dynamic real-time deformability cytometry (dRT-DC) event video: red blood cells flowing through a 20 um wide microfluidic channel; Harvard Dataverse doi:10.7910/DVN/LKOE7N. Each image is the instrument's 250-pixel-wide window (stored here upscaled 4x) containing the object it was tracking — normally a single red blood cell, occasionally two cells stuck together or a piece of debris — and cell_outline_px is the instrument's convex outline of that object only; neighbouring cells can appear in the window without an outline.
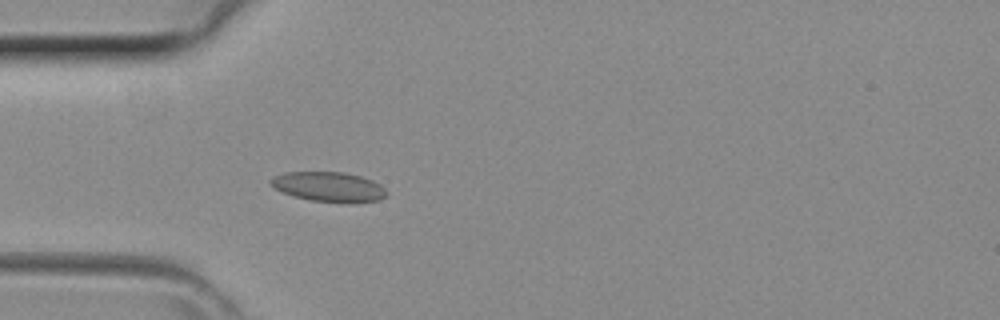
{"species": "common noctule bat (a hibernating species)", "species_latin": "Nyctalus noctula", "temperature_condition": "room temperature", "stored_images_in_passage": 36, "camera_frame_rate_fps": 3000, "um_per_image_px": 0.085, "animal": {"sex": "female", "body_mass_g": 29.2, "forearm_length_mm": 56.3}, "frame": {"image": 1, "passage_image": 6, "time_ms": 1.667, "image_size_px": [1000, 320], "cell_outline_px": [[388, 192], [380, 200], [356, 204], [348, 204], [312, 200], [296, 196], [284, 192], [276, 188], [268, 180], [284, 172], [344, 172], [360, 176], [372, 180], [380, 184]], "centroid_in_image_um": [28.02, 15.89], "position_along_channel_um": 57.0, "area_um2": 20.17}}
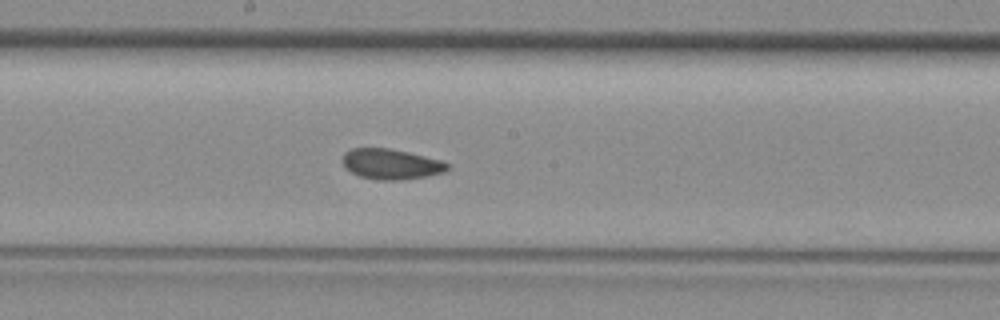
{"frame": {"image": 2, "passage_image": 16, "time_ms": 5.0, "image_size_px": [1000, 320], "cell_outline_px": [[448, 168], [444, 172], [404, 180], [376, 180], [360, 176], [352, 172], [344, 164], [344, 152], [352, 148], [388, 148], [408, 152], [440, 160], [448, 164]], "centroid_in_image_um": [33.23, 13.95], "position_along_channel_um": 215.0, "area_um2": 18.26}}
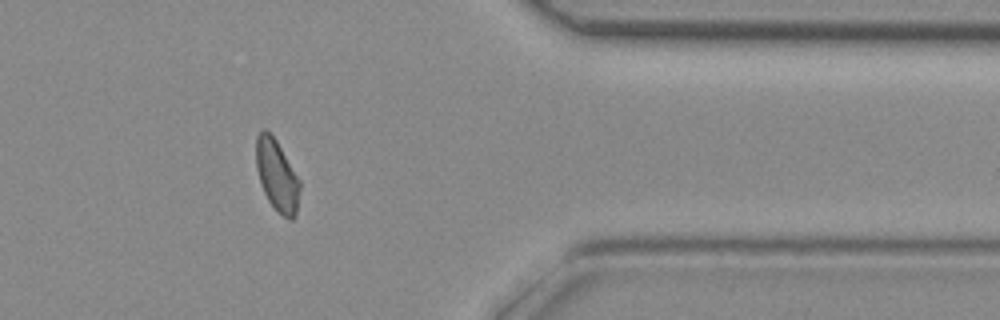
{"frame": {"image": 3, "passage_image": 28, "time_ms": 9.0, "image_size_px": [1000, 320], "cell_outline_px": [[300, 188], [296, 216], [292, 220], [288, 220], [268, 200], [260, 184], [256, 168], [256, 136], [264, 128], [276, 140], [300, 180]], "centroid_in_image_um": [23.54, 14.92], "position_along_channel_um": 387.9, "area_um2": 18.03}}